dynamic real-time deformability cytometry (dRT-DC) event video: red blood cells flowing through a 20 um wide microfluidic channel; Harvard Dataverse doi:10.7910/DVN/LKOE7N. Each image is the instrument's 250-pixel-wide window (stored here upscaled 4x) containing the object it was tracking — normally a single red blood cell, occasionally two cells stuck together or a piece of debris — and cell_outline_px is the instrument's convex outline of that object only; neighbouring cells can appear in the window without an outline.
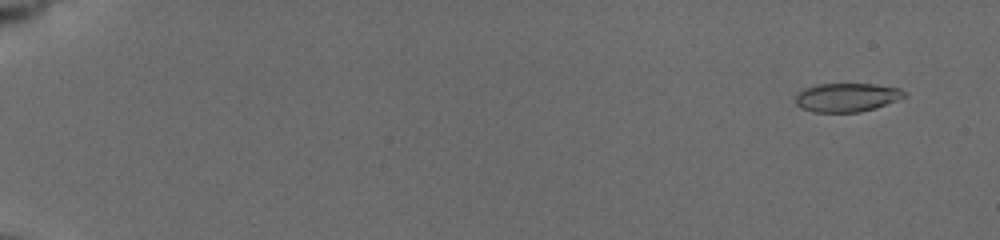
{"species": "common noctule bat (a hibernating species)", "species_latin": "Nyctalus noctula", "temperature_condition": "cold", "stored_images_in_passage": 57, "camera_frame_rate_fps": 3000, "um_per_image_px": 0.085, "animal": {"sex": "female", "body_mass_g": 19.5, "forearm_length_mm": 54.1}, "frame": {"image": 1, "passage_image": 4, "time_ms": 1.0, "image_size_px": [1000, 240], "cell_outline_px": [[908, 96], [860, 112], [812, 112], [800, 108], [796, 104], [796, 96], [804, 88], [816, 84], [876, 84], [900, 88]], "centroid_in_image_um": [71.95, 8.27], "position_along_channel_um": 13.0, "area_um2": 18.09}}
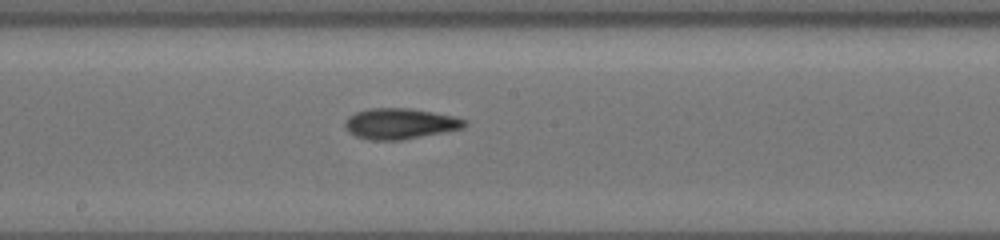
{"frame": {"image": 2, "passage_image": 34, "time_ms": 11.0, "image_size_px": [1000, 240], "cell_outline_px": [[468, 124], [464, 128], [444, 132], [400, 140], [368, 140], [356, 136], [348, 132], [344, 124], [348, 116], [356, 112], [368, 108], [408, 108], [432, 112], [452, 116], [468, 120]], "centroid_in_image_um": [33.99, 10.51], "position_along_channel_um": 214.2, "area_um2": 21.44}}
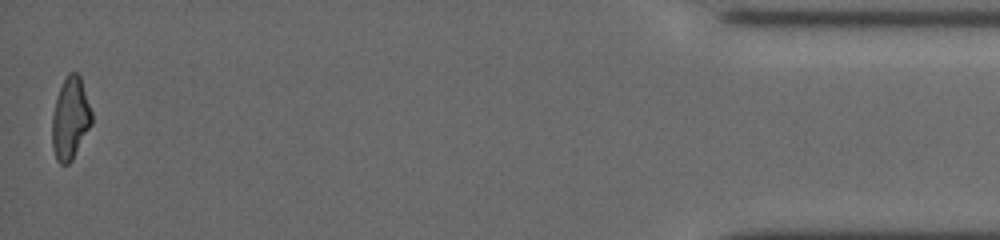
{"frame": {"image": 3, "passage_image": 57, "time_ms": 18.667, "image_size_px": [1000, 240], "cell_outline_px": [[92, 124], [72, 160], [68, 164], [60, 164], [56, 160], [52, 148], [52, 116], [56, 100], [60, 88], [68, 72], [76, 72], [80, 76], [92, 112]], "centroid_in_image_um": [5.98, 10.09], "position_along_channel_um": 429.2, "area_um2": 18.9}, "authors_computed_cell_mechanics": {"area_um2": 19.363, "velocity_mm_per_s": 3.7754, "shape_relaxation_time_tau1_ms": 2.9404, "shape_relaxation_time_tau2_ms": 3.726, "deformation_change_tau1": 0.1419, "deformation_change_tau2": 0.1284}}